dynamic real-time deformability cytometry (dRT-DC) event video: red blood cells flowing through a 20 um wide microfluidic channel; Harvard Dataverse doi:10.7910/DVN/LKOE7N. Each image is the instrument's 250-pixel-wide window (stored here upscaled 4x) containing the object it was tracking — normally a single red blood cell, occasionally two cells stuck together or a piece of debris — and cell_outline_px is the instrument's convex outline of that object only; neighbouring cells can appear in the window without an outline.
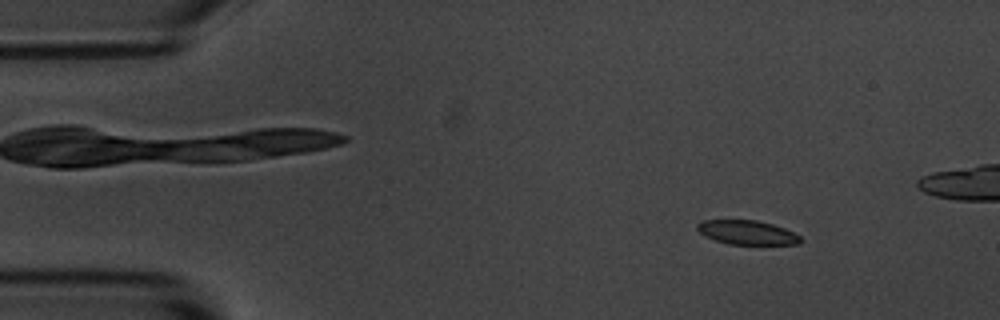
{"species": "common noctule bat (a hibernating species)", "species_latin": "Nyctalus noctula", "temperature_condition": "room temperature", "stored_images_in_passage": 56, "camera_frame_rate_fps": 3000, "um_per_image_px": 0.085, "animal": {"sex": "male", "body_mass_g": 20.1, "forearm_length_mm": 53.5}, "frame": {"image": 1, "passage_image": 7, "time_ms": 2.0, "image_size_px": [1000, 320], "cell_outline_px": [[804, 240], [800, 244], [728, 244], [704, 236], [696, 228], [696, 224], [704, 220], [756, 220], [772, 224], [784, 228], [800, 236]], "centroid_in_image_um": [63.51, 19.76], "position_along_channel_um": 21.5, "area_um2": 14.51}}
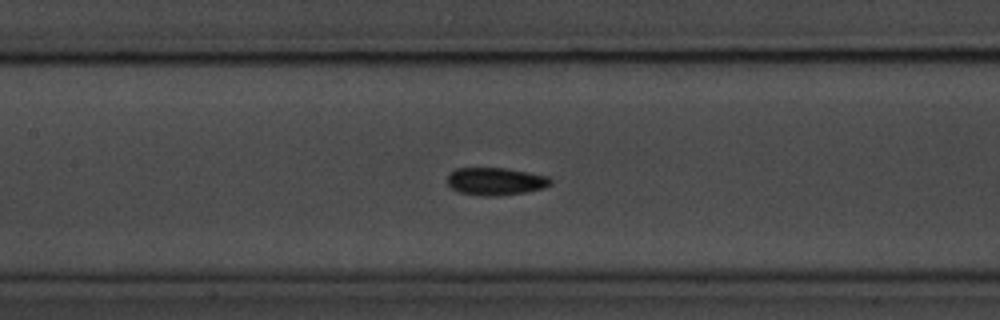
{"frame": {"image": 2, "passage_image": 25, "time_ms": 8.0, "image_size_px": [1000, 320], "cell_outline_px": [[552, 184], [544, 188], [524, 192], [496, 196], [480, 196], [460, 192], [452, 188], [448, 184], [448, 176], [456, 168], [504, 168], [528, 172], [548, 176], [552, 180]], "centroid_in_image_um": [42.15, 15.41], "position_along_channel_um": 165.3, "area_um2": 16.53}}
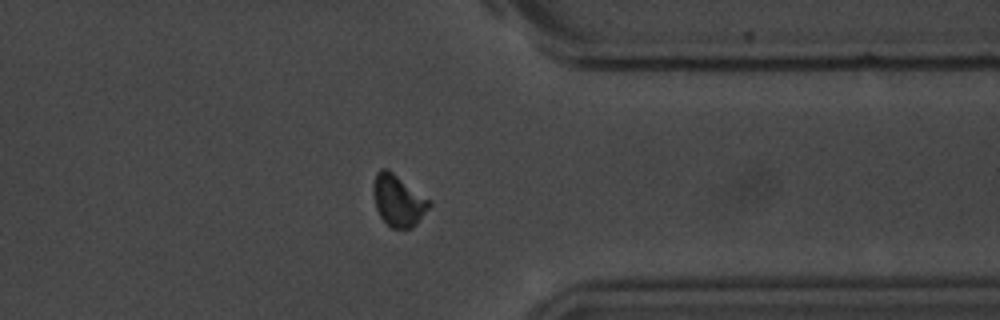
{"frame": {"image": 3, "passage_image": 43, "time_ms": 14.0, "image_size_px": [1000, 320], "cell_outline_px": [[432, 204], [416, 224], [412, 228], [392, 228], [380, 216], [376, 208], [372, 192], [372, 188], [376, 172], [380, 168], [384, 168], [392, 172], [432, 200]], "centroid_in_image_um": [33.86, 17.03], "position_along_channel_um": 377.5, "area_um2": 16.82}, "authors_computed_cell_mechanics": {"area_um2": 15.8661, "velocity_mm_per_s": 3.6534, "shape_relaxation_time_tau1_ms": 3.1615, "shape_relaxation_time_tau2_ms": 4.5779, "deformation_change_tau1": 0.1076, "deformation_change_tau2": 0.0624}}